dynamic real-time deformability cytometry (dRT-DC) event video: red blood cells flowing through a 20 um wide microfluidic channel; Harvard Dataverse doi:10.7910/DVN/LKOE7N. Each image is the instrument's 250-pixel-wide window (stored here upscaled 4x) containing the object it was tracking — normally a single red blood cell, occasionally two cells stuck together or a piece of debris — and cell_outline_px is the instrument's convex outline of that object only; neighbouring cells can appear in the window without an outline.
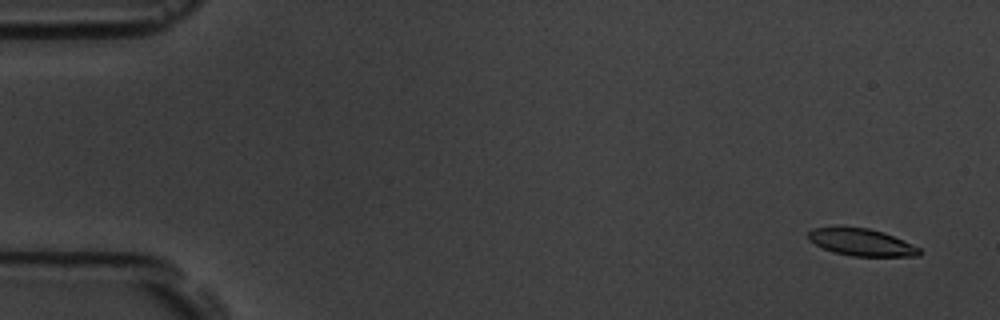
{"species": "common noctule bat (a hibernating species)", "species_latin": "Nyctalus noctula", "temperature_condition": "room temperature", "stored_images_in_passage": 5, "camera_frame_rate_fps": 3000, "um_per_image_px": 0.085, "animal": {"sex": "male", "body_mass_g": 19.5, "forearm_length_mm": 54.6}, "frame": {"image": 1, "passage_image": 1, "time_ms": 0.0, "image_size_px": [1000, 320], "cell_outline_px": [[920, 256], [852, 256], [832, 252], [808, 240], [808, 232], [812, 228], [868, 228], [884, 232], [920, 248]], "centroid_in_image_um": [73.23, 20.61], "position_along_channel_um": 11.8, "area_um2": 17.22}}
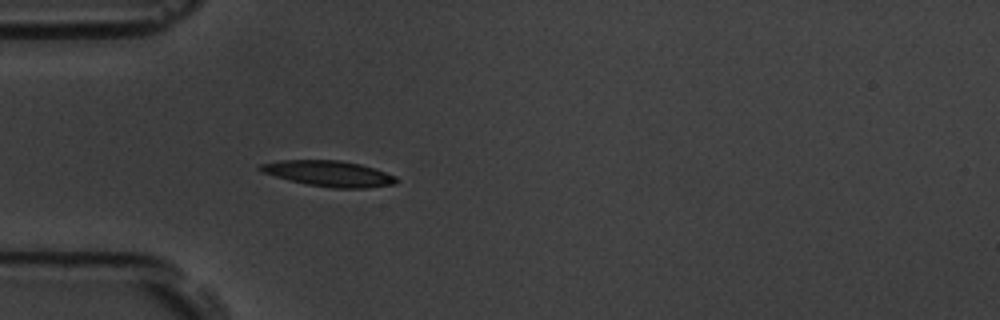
{"frame": {"image": 2, "passage_image": 5, "time_ms": 4.667, "image_size_px": [1000, 320], "cell_outline_px": [[400, 180], [396, 184], [364, 188], [332, 188], [308, 184], [260, 172], [256, 168], [260, 164], [280, 160], [340, 160], [360, 164], [396, 176]], "centroid_in_image_um": [27.95, 14.75], "position_along_channel_um": 57.0, "area_um2": 20.29}}